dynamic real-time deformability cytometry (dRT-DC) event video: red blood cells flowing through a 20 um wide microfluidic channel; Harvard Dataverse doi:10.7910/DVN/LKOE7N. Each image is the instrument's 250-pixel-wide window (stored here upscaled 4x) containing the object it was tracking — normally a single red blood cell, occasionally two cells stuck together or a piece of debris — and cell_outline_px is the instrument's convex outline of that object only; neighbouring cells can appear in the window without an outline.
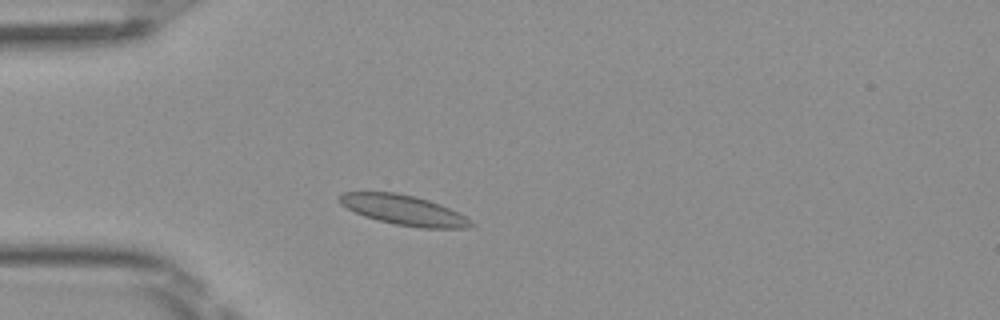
{"species": "Egyptian fruit bat (a non-hibernating species)", "species_latin": "Rousettus aegyptiacus", "temperature_condition": "room temperature", "stored_images_in_passage": 32, "camera_frame_rate_fps": 3000, "um_per_image_px": 0.085, "frame": {"image": 1, "passage_image": 7, "time_ms": 2.0, "image_size_px": [1000, 320], "cell_outline_px": [[476, 224], [468, 228], [420, 228], [396, 224], [364, 216], [340, 204], [336, 196], [344, 192], [396, 192], [428, 200], [440, 204], [460, 212], [472, 220]], "centroid_in_image_um": [34.36, 17.86], "position_along_channel_um": 50.6, "area_um2": 23.0}}
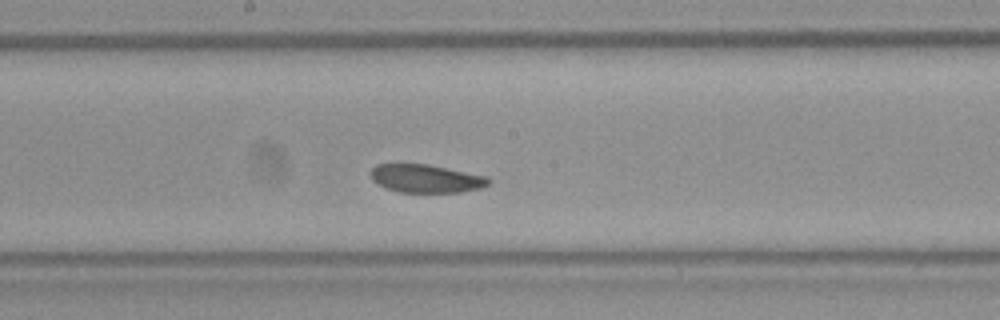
{"frame": {"image": 2, "passage_image": 20, "time_ms": 6.333, "image_size_px": [1000, 320], "cell_outline_px": [[492, 180], [488, 184], [480, 188], [460, 192], [400, 192], [384, 188], [372, 180], [368, 172], [376, 164], [428, 164], [488, 176]], "centroid_in_image_um": [36.18, 15.17], "position_along_channel_um": 212.0, "area_um2": 19.54}}
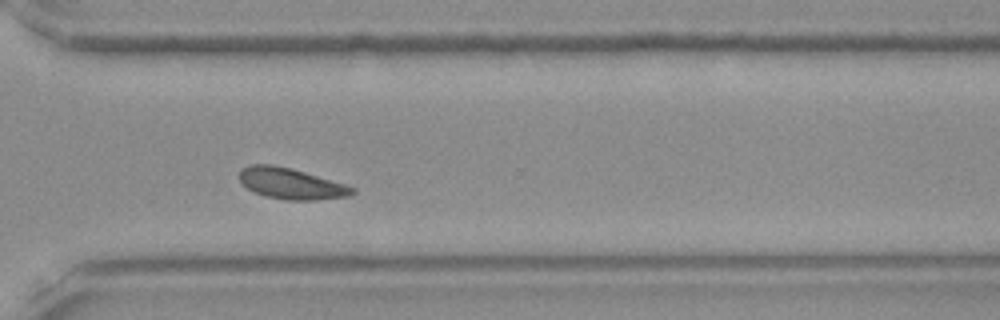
{"frame": {"image": 3, "passage_image": 30, "time_ms": 9.667, "image_size_px": [1000, 320], "cell_outline_px": [[356, 192], [348, 196], [316, 200], [284, 200], [268, 196], [256, 192], [240, 184], [240, 168], [252, 164], [272, 164], [292, 168], [344, 184], [356, 188]], "centroid_in_image_um": [24.73, 15.6], "position_along_channel_um": 345.9, "area_um2": 20.35}, "authors_computed_cell_mechanics": {"area_um2": 20.8658, "velocity_mm_per_s": 4.0193, "shape_relaxation_time_tau1_ms": 5.5995, "shape_relaxation_time_tau2_ms": null, "deformation_change_tau1": 0.0746, "deformation_change_tau2": null}}